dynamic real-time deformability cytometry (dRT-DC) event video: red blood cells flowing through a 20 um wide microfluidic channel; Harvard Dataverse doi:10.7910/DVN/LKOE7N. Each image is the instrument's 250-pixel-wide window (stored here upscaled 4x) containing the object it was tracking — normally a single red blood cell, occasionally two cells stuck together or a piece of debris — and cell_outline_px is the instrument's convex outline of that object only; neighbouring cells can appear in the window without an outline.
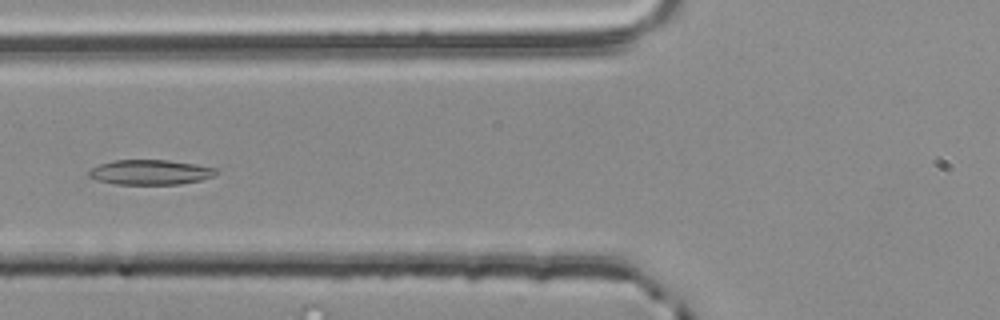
{"species": "common noctule bat (a hibernating species)", "species_latin": "Nyctalus noctula", "temperature_condition": "room temperature", "stored_images_in_passage": 38, "camera_frame_rate_fps": 3000, "um_per_image_px": 0.085, "animal": {"sex": "male", "body_mass_g": 20.4}, "frame": {"image": 1, "passage_image": 5, "time_ms": 1.333, "image_size_px": [1000, 320], "cell_outline_px": [[220, 172], [216, 176], [200, 180], [180, 184], [116, 184], [96, 180], [88, 176], [88, 172], [92, 168], [100, 164], [112, 160], [168, 160], [196, 164], [220, 168]], "centroid_in_image_um": [12.84, 14.63], "position_along_channel_um": 113.0, "area_um2": 18.73}}
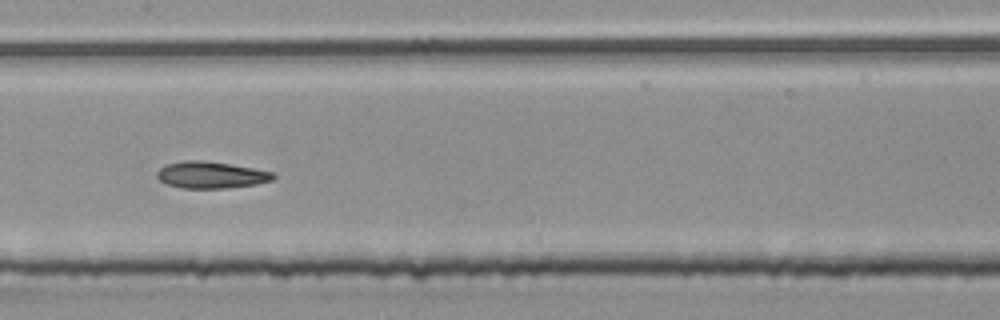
{"frame": {"image": 2, "passage_image": 11, "time_ms": 3.333, "image_size_px": [1000, 320], "cell_outline_px": [[276, 176], [272, 180], [256, 184], [228, 188], [184, 188], [168, 184], [160, 180], [156, 176], [156, 172], [160, 168], [168, 164], [184, 160], [200, 160], [228, 164], [252, 168], [272, 172]], "centroid_in_image_um": [17.92, 14.87], "position_along_channel_um": 189.5, "area_um2": 17.86}}
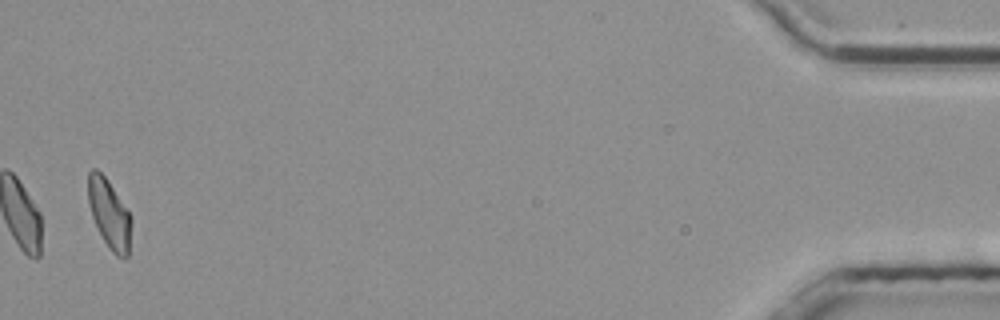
{"frame": {"image": 3, "passage_image": 37, "time_ms": 12.0, "image_size_px": [1000, 320], "cell_outline_px": [[132, 224], [128, 256], [124, 260], [116, 256], [108, 248], [92, 216], [88, 204], [88, 172], [92, 168], [96, 168], [104, 176], [132, 216]], "centroid_in_image_um": [9.31, 18.21], "position_along_channel_um": 425.9, "area_um2": 17.4}, "authors_computed_cell_mechanics": {"area_um2": 17.8313, "velocity_mm_per_s": 3.807, "shape_relaxation_time_tau1_ms": null, "shape_relaxation_time_tau2_ms": 4.0448, "deformation_change_tau1": null, "deformation_change_tau2": 0.1078}}